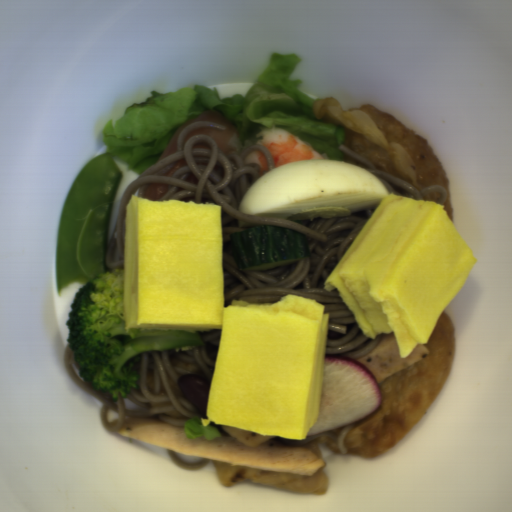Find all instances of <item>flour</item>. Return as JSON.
I'll return each instance as SVG.
<instances>
[{"label": "flour", "mask_w": 512, "mask_h": 512, "mask_svg": "<svg viewBox=\"0 0 512 512\" xmlns=\"http://www.w3.org/2000/svg\"><path fill=\"white\" fill-rule=\"evenodd\" d=\"M424 346L426 356L379 384L381 406L349 428L343 439L347 451L368 460L379 457L410 433L435 402L455 353V324L444 309Z\"/></svg>", "instance_id": "1"}, {"label": "flour", "mask_w": 512, "mask_h": 512, "mask_svg": "<svg viewBox=\"0 0 512 512\" xmlns=\"http://www.w3.org/2000/svg\"><path fill=\"white\" fill-rule=\"evenodd\" d=\"M310 109L316 121L343 128V147L384 173L416 189L442 186L446 194L443 205L452 220L446 170L427 139L373 104L346 110L337 98L329 95L312 100Z\"/></svg>", "instance_id": "2"}, {"label": "flour", "mask_w": 512, "mask_h": 512, "mask_svg": "<svg viewBox=\"0 0 512 512\" xmlns=\"http://www.w3.org/2000/svg\"><path fill=\"white\" fill-rule=\"evenodd\" d=\"M316 440L319 441L321 444L325 445L326 447L330 448L337 455H341L337 441L326 436Z\"/></svg>", "instance_id": "3"}, {"label": "flour", "mask_w": 512, "mask_h": 512, "mask_svg": "<svg viewBox=\"0 0 512 512\" xmlns=\"http://www.w3.org/2000/svg\"><path fill=\"white\" fill-rule=\"evenodd\" d=\"M439 198H440L439 193H437L435 191V192H429L428 194L423 196L422 200H432L437 203Z\"/></svg>", "instance_id": "4"}]
</instances>
